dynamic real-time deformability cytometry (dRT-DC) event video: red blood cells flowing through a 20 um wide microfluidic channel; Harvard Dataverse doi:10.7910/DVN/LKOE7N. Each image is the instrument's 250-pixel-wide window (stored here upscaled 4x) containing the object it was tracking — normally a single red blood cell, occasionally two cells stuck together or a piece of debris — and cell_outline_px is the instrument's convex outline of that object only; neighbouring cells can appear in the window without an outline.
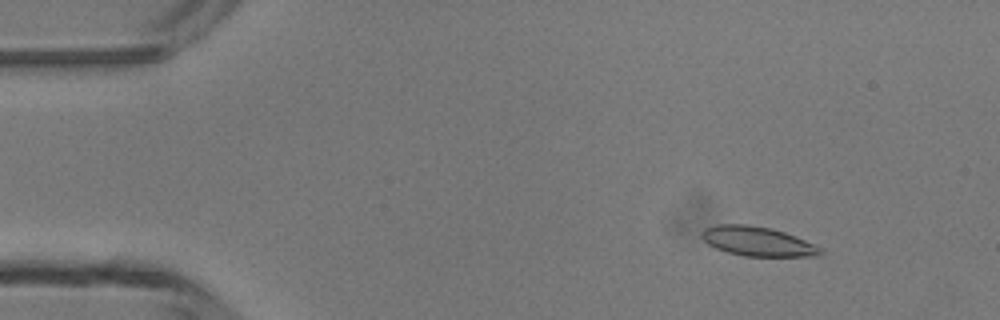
{"species": "common noctule bat (a hibernating species)", "species_latin": "Nyctalus noctula", "temperature_condition": "room temperature", "stored_images_in_passage": 5, "camera_frame_rate_fps": 3000, "um_per_image_px": 0.085, "animal": {"sex": "male", "body_mass_g": 13.3}, "frame": {"image": 1, "passage_image": 2, "time_ms": 1.333, "image_size_px": [1000, 320], "cell_outline_px": [[824, 252], [820, 256], [744, 256], [728, 252], [716, 248], [708, 244], [700, 236], [704, 228], [716, 224], [744, 224], [772, 228], [796, 236], [816, 244]], "centroid_in_image_um": [64.41, 20.51], "position_along_channel_um": 20.6, "area_um2": 20.46}}